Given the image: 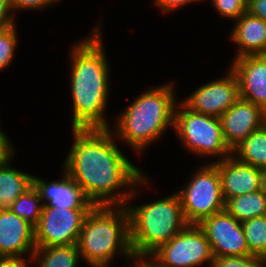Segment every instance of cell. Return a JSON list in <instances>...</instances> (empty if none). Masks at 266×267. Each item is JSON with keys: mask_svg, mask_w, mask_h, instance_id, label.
Masks as SVG:
<instances>
[{"mask_svg": "<svg viewBox=\"0 0 266 267\" xmlns=\"http://www.w3.org/2000/svg\"><path fill=\"white\" fill-rule=\"evenodd\" d=\"M62 169L94 206H123L146 173L122 151L109 128L71 129ZM128 154V155H127Z\"/></svg>", "mask_w": 266, "mask_h": 267, "instance_id": "1", "label": "cell"}, {"mask_svg": "<svg viewBox=\"0 0 266 267\" xmlns=\"http://www.w3.org/2000/svg\"><path fill=\"white\" fill-rule=\"evenodd\" d=\"M99 19L85 37L75 39L68 47L70 79L67 87L73 105L69 106L72 111L70 129L110 128L112 124V120H108L112 61L106 53L104 20Z\"/></svg>", "mask_w": 266, "mask_h": 267, "instance_id": "2", "label": "cell"}, {"mask_svg": "<svg viewBox=\"0 0 266 267\" xmlns=\"http://www.w3.org/2000/svg\"><path fill=\"white\" fill-rule=\"evenodd\" d=\"M167 81L155 86L151 84L152 87L135 95L128 106L111 117L114 120L109 129L116 140L138 158H143L150 146L163 140L169 129L173 132L174 112L180 99L177 82Z\"/></svg>", "mask_w": 266, "mask_h": 267, "instance_id": "3", "label": "cell"}, {"mask_svg": "<svg viewBox=\"0 0 266 267\" xmlns=\"http://www.w3.org/2000/svg\"><path fill=\"white\" fill-rule=\"evenodd\" d=\"M148 175L145 173L136 182L125 205L129 214L130 243L135 257H149L188 225L175 190L164 197L152 200L147 198L148 202L137 201L146 188L152 192V177Z\"/></svg>", "mask_w": 266, "mask_h": 267, "instance_id": "4", "label": "cell"}, {"mask_svg": "<svg viewBox=\"0 0 266 267\" xmlns=\"http://www.w3.org/2000/svg\"><path fill=\"white\" fill-rule=\"evenodd\" d=\"M77 245L88 267L114 265L120 258L124 263L132 260L135 256L126 206H94L82 225Z\"/></svg>", "mask_w": 266, "mask_h": 267, "instance_id": "5", "label": "cell"}, {"mask_svg": "<svg viewBox=\"0 0 266 267\" xmlns=\"http://www.w3.org/2000/svg\"><path fill=\"white\" fill-rule=\"evenodd\" d=\"M173 134L182 150L191 153L193 159L201 158L200 164L214 163L232 155L223 137L220 118L194 112L181 100L174 112Z\"/></svg>", "mask_w": 266, "mask_h": 267, "instance_id": "6", "label": "cell"}, {"mask_svg": "<svg viewBox=\"0 0 266 267\" xmlns=\"http://www.w3.org/2000/svg\"><path fill=\"white\" fill-rule=\"evenodd\" d=\"M190 178L176 187L183 215L188 224H199L204 218L225 210L221 179L213 163H202L191 170Z\"/></svg>", "mask_w": 266, "mask_h": 267, "instance_id": "7", "label": "cell"}, {"mask_svg": "<svg viewBox=\"0 0 266 267\" xmlns=\"http://www.w3.org/2000/svg\"><path fill=\"white\" fill-rule=\"evenodd\" d=\"M149 258L158 267H212L214 260L210 243L198 224H188Z\"/></svg>", "mask_w": 266, "mask_h": 267, "instance_id": "8", "label": "cell"}, {"mask_svg": "<svg viewBox=\"0 0 266 267\" xmlns=\"http://www.w3.org/2000/svg\"><path fill=\"white\" fill-rule=\"evenodd\" d=\"M92 208H53L43 206L35 228L36 247L77 244L82 225Z\"/></svg>", "mask_w": 266, "mask_h": 267, "instance_id": "9", "label": "cell"}, {"mask_svg": "<svg viewBox=\"0 0 266 267\" xmlns=\"http://www.w3.org/2000/svg\"><path fill=\"white\" fill-rule=\"evenodd\" d=\"M222 74L219 78L202 82L180 100L194 112L220 117L239 99L235 74L228 66Z\"/></svg>", "mask_w": 266, "mask_h": 267, "instance_id": "10", "label": "cell"}, {"mask_svg": "<svg viewBox=\"0 0 266 267\" xmlns=\"http://www.w3.org/2000/svg\"><path fill=\"white\" fill-rule=\"evenodd\" d=\"M198 226L204 231L214 258L251 255L242 222L226 210L204 218Z\"/></svg>", "mask_w": 266, "mask_h": 267, "instance_id": "11", "label": "cell"}, {"mask_svg": "<svg viewBox=\"0 0 266 267\" xmlns=\"http://www.w3.org/2000/svg\"><path fill=\"white\" fill-rule=\"evenodd\" d=\"M219 118L225 143L233 150L253 131L266 124V111L251 102L239 98Z\"/></svg>", "mask_w": 266, "mask_h": 267, "instance_id": "12", "label": "cell"}, {"mask_svg": "<svg viewBox=\"0 0 266 267\" xmlns=\"http://www.w3.org/2000/svg\"><path fill=\"white\" fill-rule=\"evenodd\" d=\"M229 61L237 77L239 98L266 111V55H246Z\"/></svg>", "mask_w": 266, "mask_h": 267, "instance_id": "13", "label": "cell"}, {"mask_svg": "<svg viewBox=\"0 0 266 267\" xmlns=\"http://www.w3.org/2000/svg\"><path fill=\"white\" fill-rule=\"evenodd\" d=\"M219 172L225 202L264 187L265 171L239 161L233 155L213 163Z\"/></svg>", "mask_w": 266, "mask_h": 267, "instance_id": "14", "label": "cell"}, {"mask_svg": "<svg viewBox=\"0 0 266 267\" xmlns=\"http://www.w3.org/2000/svg\"><path fill=\"white\" fill-rule=\"evenodd\" d=\"M35 249L34 226L10 209L0 210V257H31Z\"/></svg>", "mask_w": 266, "mask_h": 267, "instance_id": "15", "label": "cell"}, {"mask_svg": "<svg viewBox=\"0 0 266 267\" xmlns=\"http://www.w3.org/2000/svg\"><path fill=\"white\" fill-rule=\"evenodd\" d=\"M60 171L61 176L54 181L34 175L33 185L43 204L56 209L93 208L78 184L63 169Z\"/></svg>", "mask_w": 266, "mask_h": 267, "instance_id": "16", "label": "cell"}, {"mask_svg": "<svg viewBox=\"0 0 266 267\" xmlns=\"http://www.w3.org/2000/svg\"><path fill=\"white\" fill-rule=\"evenodd\" d=\"M232 25L227 35L228 41L235 47L232 59L246 55H266L265 21L245 12Z\"/></svg>", "mask_w": 266, "mask_h": 267, "instance_id": "17", "label": "cell"}, {"mask_svg": "<svg viewBox=\"0 0 266 267\" xmlns=\"http://www.w3.org/2000/svg\"><path fill=\"white\" fill-rule=\"evenodd\" d=\"M16 155L0 165V210L10 209L11 204L33 186L34 174L12 164Z\"/></svg>", "mask_w": 266, "mask_h": 267, "instance_id": "18", "label": "cell"}, {"mask_svg": "<svg viewBox=\"0 0 266 267\" xmlns=\"http://www.w3.org/2000/svg\"><path fill=\"white\" fill-rule=\"evenodd\" d=\"M31 267H79L82 261L77 244L36 247Z\"/></svg>", "mask_w": 266, "mask_h": 267, "instance_id": "19", "label": "cell"}, {"mask_svg": "<svg viewBox=\"0 0 266 267\" xmlns=\"http://www.w3.org/2000/svg\"><path fill=\"white\" fill-rule=\"evenodd\" d=\"M225 210L240 222L266 215L265 188L229 198L225 202Z\"/></svg>", "mask_w": 266, "mask_h": 267, "instance_id": "20", "label": "cell"}, {"mask_svg": "<svg viewBox=\"0 0 266 267\" xmlns=\"http://www.w3.org/2000/svg\"><path fill=\"white\" fill-rule=\"evenodd\" d=\"M232 155L243 163L266 171V124L238 144Z\"/></svg>", "mask_w": 266, "mask_h": 267, "instance_id": "21", "label": "cell"}, {"mask_svg": "<svg viewBox=\"0 0 266 267\" xmlns=\"http://www.w3.org/2000/svg\"><path fill=\"white\" fill-rule=\"evenodd\" d=\"M43 206L40 194L33 185L11 204L10 210L35 227L41 218Z\"/></svg>", "mask_w": 266, "mask_h": 267, "instance_id": "22", "label": "cell"}, {"mask_svg": "<svg viewBox=\"0 0 266 267\" xmlns=\"http://www.w3.org/2000/svg\"><path fill=\"white\" fill-rule=\"evenodd\" d=\"M242 227L250 254L266 259V215L245 220Z\"/></svg>", "mask_w": 266, "mask_h": 267, "instance_id": "23", "label": "cell"}, {"mask_svg": "<svg viewBox=\"0 0 266 267\" xmlns=\"http://www.w3.org/2000/svg\"><path fill=\"white\" fill-rule=\"evenodd\" d=\"M18 23L0 31V73L13 66L15 55L18 52L20 35ZM17 50V51H16ZM5 70V71H4Z\"/></svg>", "mask_w": 266, "mask_h": 267, "instance_id": "24", "label": "cell"}, {"mask_svg": "<svg viewBox=\"0 0 266 267\" xmlns=\"http://www.w3.org/2000/svg\"><path fill=\"white\" fill-rule=\"evenodd\" d=\"M203 2H210L209 4L221 18V21L225 19L234 22L247 12V0H203Z\"/></svg>", "mask_w": 266, "mask_h": 267, "instance_id": "25", "label": "cell"}, {"mask_svg": "<svg viewBox=\"0 0 266 267\" xmlns=\"http://www.w3.org/2000/svg\"><path fill=\"white\" fill-rule=\"evenodd\" d=\"M212 267H266V259L254 255L215 257Z\"/></svg>", "mask_w": 266, "mask_h": 267, "instance_id": "26", "label": "cell"}, {"mask_svg": "<svg viewBox=\"0 0 266 267\" xmlns=\"http://www.w3.org/2000/svg\"><path fill=\"white\" fill-rule=\"evenodd\" d=\"M11 7L14 14L18 17V13L21 11L25 12H45V9L48 10L54 8V5L58 6L63 2L62 0H10ZM48 8V9H47ZM20 11V12H19Z\"/></svg>", "mask_w": 266, "mask_h": 267, "instance_id": "27", "label": "cell"}, {"mask_svg": "<svg viewBox=\"0 0 266 267\" xmlns=\"http://www.w3.org/2000/svg\"><path fill=\"white\" fill-rule=\"evenodd\" d=\"M151 2L155 8H158L157 10L161 15H172L173 12L181 11V9L183 10L184 7L186 8L190 4H201L203 0H151Z\"/></svg>", "mask_w": 266, "mask_h": 267, "instance_id": "28", "label": "cell"}, {"mask_svg": "<svg viewBox=\"0 0 266 267\" xmlns=\"http://www.w3.org/2000/svg\"><path fill=\"white\" fill-rule=\"evenodd\" d=\"M17 19L10 0H0V31L17 24Z\"/></svg>", "mask_w": 266, "mask_h": 267, "instance_id": "29", "label": "cell"}, {"mask_svg": "<svg viewBox=\"0 0 266 267\" xmlns=\"http://www.w3.org/2000/svg\"><path fill=\"white\" fill-rule=\"evenodd\" d=\"M7 132H0V165L6 163L18 151Z\"/></svg>", "mask_w": 266, "mask_h": 267, "instance_id": "30", "label": "cell"}, {"mask_svg": "<svg viewBox=\"0 0 266 267\" xmlns=\"http://www.w3.org/2000/svg\"><path fill=\"white\" fill-rule=\"evenodd\" d=\"M247 12L266 22V0H247Z\"/></svg>", "mask_w": 266, "mask_h": 267, "instance_id": "31", "label": "cell"}, {"mask_svg": "<svg viewBox=\"0 0 266 267\" xmlns=\"http://www.w3.org/2000/svg\"><path fill=\"white\" fill-rule=\"evenodd\" d=\"M0 267H31L30 257H0Z\"/></svg>", "mask_w": 266, "mask_h": 267, "instance_id": "32", "label": "cell"}, {"mask_svg": "<svg viewBox=\"0 0 266 267\" xmlns=\"http://www.w3.org/2000/svg\"><path fill=\"white\" fill-rule=\"evenodd\" d=\"M126 267H158L149 257H134Z\"/></svg>", "mask_w": 266, "mask_h": 267, "instance_id": "33", "label": "cell"}, {"mask_svg": "<svg viewBox=\"0 0 266 267\" xmlns=\"http://www.w3.org/2000/svg\"><path fill=\"white\" fill-rule=\"evenodd\" d=\"M89 267H114L113 265L111 266V265H103V266H89ZM120 267H122V266H120ZM123 267H126V263L124 264L123 263Z\"/></svg>", "mask_w": 266, "mask_h": 267, "instance_id": "34", "label": "cell"}, {"mask_svg": "<svg viewBox=\"0 0 266 267\" xmlns=\"http://www.w3.org/2000/svg\"><path fill=\"white\" fill-rule=\"evenodd\" d=\"M264 188L266 190V171H265V176H264Z\"/></svg>", "mask_w": 266, "mask_h": 267, "instance_id": "35", "label": "cell"}, {"mask_svg": "<svg viewBox=\"0 0 266 267\" xmlns=\"http://www.w3.org/2000/svg\"><path fill=\"white\" fill-rule=\"evenodd\" d=\"M0 132H5V129H3V126L1 127V124H0Z\"/></svg>", "mask_w": 266, "mask_h": 267, "instance_id": "36", "label": "cell"}]
</instances>
